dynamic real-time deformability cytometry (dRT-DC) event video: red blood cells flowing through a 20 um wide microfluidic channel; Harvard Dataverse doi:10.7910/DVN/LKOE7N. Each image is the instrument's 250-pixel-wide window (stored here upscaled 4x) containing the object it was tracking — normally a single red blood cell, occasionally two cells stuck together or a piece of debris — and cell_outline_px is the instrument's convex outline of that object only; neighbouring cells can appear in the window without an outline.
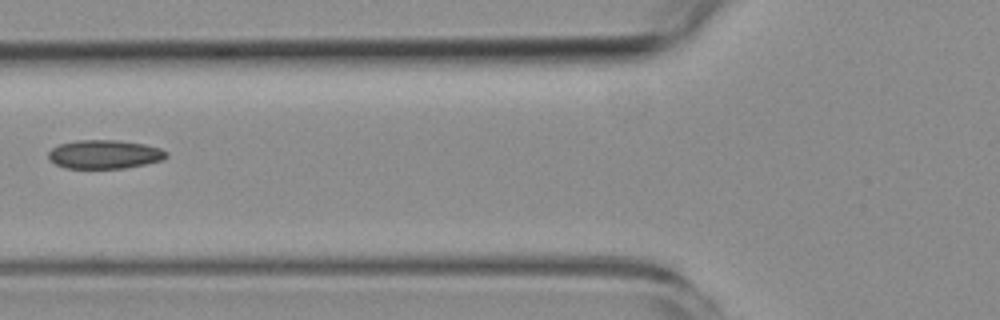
{"species": "common noctule bat (a hibernating species)", "species_latin": "Nyctalus noctula", "temperature_condition": "room temperature", "stored_images_in_passage": 6, "camera_frame_rate_fps": 3000, "um_per_image_px": 0.085, "animal": {"sex": "female", "body_mass_g": 19.3, "forearm_length_mm": 54.1}, "frame": {"image": 1, "passage_image": 5, "time_ms": 4.667, "image_size_px": [1000, 320], "cell_outline_px": [[168, 156], [164, 160], [124, 168], [64, 168], [56, 164], [48, 156], [48, 152], [52, 148], [60, 144], [76, 140], [116, 140], [144, 144], [160, 148], [168, 152]], "centroid_in_image_um": [8.9, 13.11], "position_along_channel_um": 116.9, "area_um2": 19.71}}
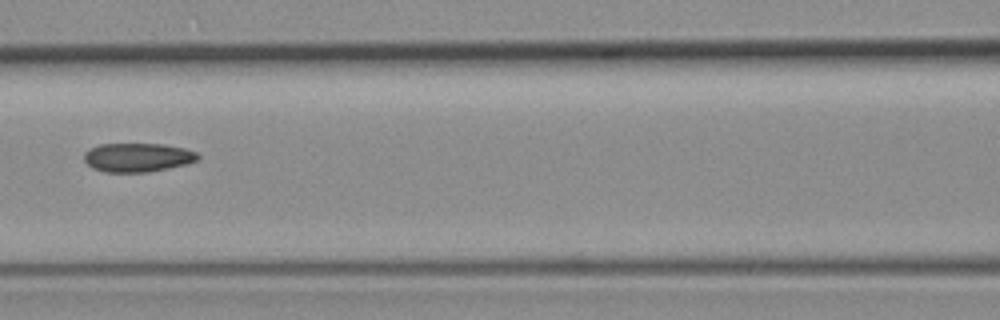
{"frame": {"image": 2, "passage_image": 6, "time_ms": 5.667, "image_size_px": [1000, 320], "cell_outline_px": [[200, 156], [196, 160], [184, 164], [168, 168], [148, 172], [104, 172], [92, 168], [84, 160], [84, 152], [88, 148], [100, 144], [164, 144], [184, 148], [196, 152]], "centroid_in_image_um": [11.65, 13.37], "position_along_channel_um": 154.9, "area_um2": 19.13}}